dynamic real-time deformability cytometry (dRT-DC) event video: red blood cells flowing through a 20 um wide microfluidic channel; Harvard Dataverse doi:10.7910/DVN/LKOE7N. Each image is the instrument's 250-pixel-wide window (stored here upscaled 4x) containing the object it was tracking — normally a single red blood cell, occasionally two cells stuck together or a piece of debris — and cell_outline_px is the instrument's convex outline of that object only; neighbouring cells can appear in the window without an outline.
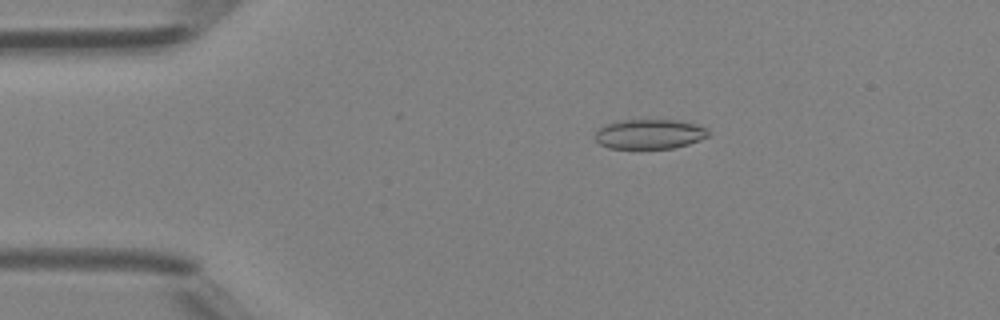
{"species": "Egyptian fruit bat (a non-hibernating species)", "species_latin": "Rousettus aegyptiacus", "temperature_condition": "room temperature", "stored_images_in_passage": 47, "camera_frame_rate_fps": 3000, "um_per_image_px": 0.085, "animal": {"sex": "female"}, "frame": {"image": 1, "passage_image": 9, "time_ms": 2.667, "image_size_px": [1000, 320], "cell_outline_px": [[708, 136], [700, 140], [688, 144], [672, 148], [608, 148], [600, 144], [596, 140], [596, 132], [600, 128], [608, 124], [624, 120], [672, 120], [696, 124], [704, 128], [708, 132]], "centroid_in_image_um": [55.21, 11.4], "position_along_channel_um": 29.8, "area_um2": 19.19}}
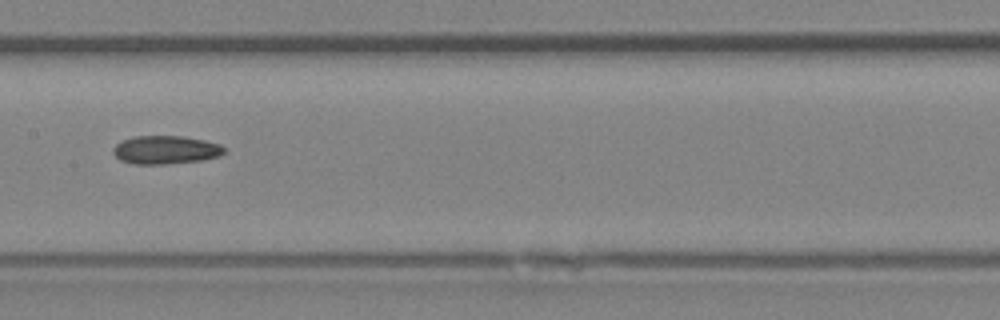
{"frame": {"image": 2, "passage_image": 24, "time_ms": 7.667, "image_size_px": [1000, 320], "cell_outline_px": [[228, 148], [220, 156], [200, 160], [164, 164], [132, 164], [120, 160], [112, 152], [112, 148], [116, 144], [124, 140], [136, 136], [184, 136], [204, 140], [220, 144]], "centroid_in_image_um": [14.09, 12.74], "position_along_channel_um": 193.3, "area_um2": 18.38}}
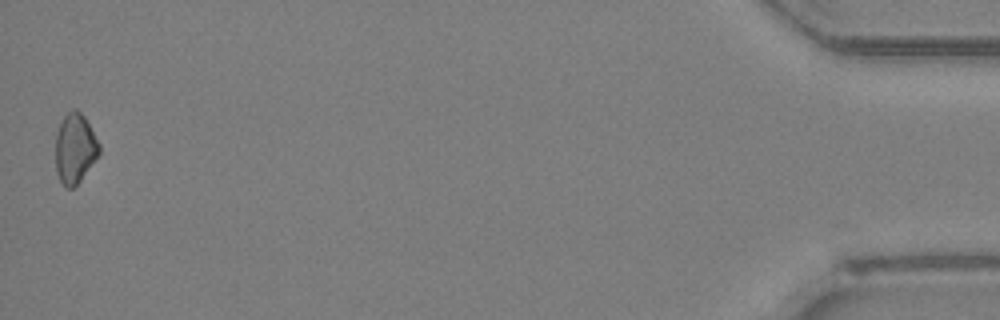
{"frame": {"image": 3, "passage_image": 47, "time_ms": 15.333, "image_size_px": [1000, 320], "cell_outline_px": [[100, 152], [80, 180], [72, 188], [64, 188], [56, 172], [56, 132], [64, 116], [72, 108], [76, 108], [84, 116], [100, 144]], "centroid_in_image_um": [6.36, 12.6], "position_along_channel_um": 428.8, "area_um2": 17.63}, "authors_computed_cell_mechanics": {"area_um2": 18.3804, "velocity_mm_per_s": 4.3438, "shape_relaxation_time_tau1_ms": null, "shape_relaxation_time_tau2_ms": 4.9698, "deformation_change_tau1": null, "deformation_change_tau2": 0.0867}}